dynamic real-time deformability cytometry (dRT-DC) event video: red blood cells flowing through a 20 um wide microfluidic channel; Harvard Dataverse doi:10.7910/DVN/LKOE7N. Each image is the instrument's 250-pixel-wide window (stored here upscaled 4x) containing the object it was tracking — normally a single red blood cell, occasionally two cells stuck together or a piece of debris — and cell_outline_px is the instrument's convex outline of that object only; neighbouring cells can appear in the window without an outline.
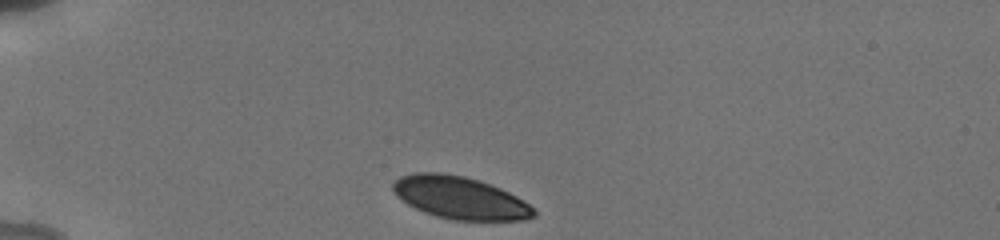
{"species": "human", "species_latin": "Homo sapiens", "temperature_condition": "cold", "stored_images_in_passage": 35, "camera_frame_rate_fps": 3000, "um_per_image_px": 0.085, "donor": {"sex": "male"}, "frame": {"image": 1, "passage_image": 1, "time_ms": 0.0, "image_size_px": [1000, 240], "cell_outline_px": [[536, 216], [524, 220], [452, 220], [436, 216], [424, 212], [408, 204], [396, 196], [392, 188], [392, 184], [400, 176], [416, 172], [440, 172], [464, 176], [500, 188], [524, 200], [536, 212]], "centroid_in_image_um": [39.08, 16.81], "position_along_channel_um": 45.9, "area_um2": 34.68}}
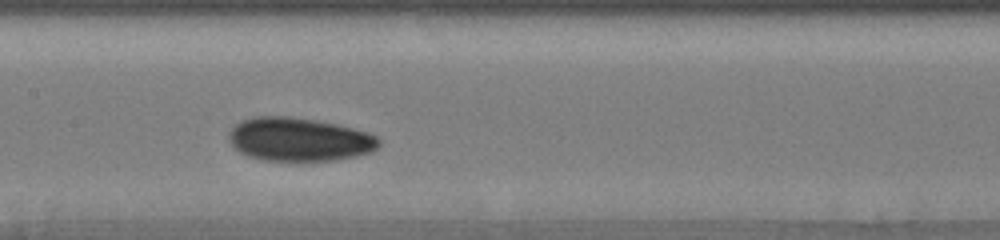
{"frame": {"image": 2, "passage_image": 13, "time_ms": 4.667, "image_size_px": [1000, 240], "cell_outline_px": [[380, 144], [372, 152], [356, 156], [332, 160], [264, 160], [248, 156], [240, 152], [228, 140], [228, 132], [240, 120], [256, 116], [288, 116], [316, 120], [336, 124], [368, 132], [376, 136], [380, 140]], "centroid_in_image_um": [25.41, 11.84], "position_along_channel_um": 182.0, "area_um2": 37.97}}
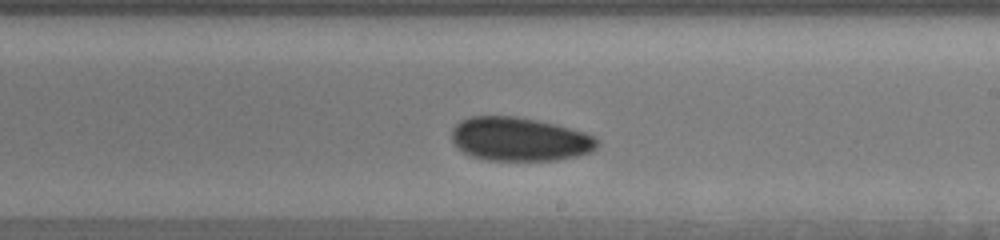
{"frame": {"image": 3, "passage_image": 18, "time_ms": 6.333, "image_size_px": [1000, 240], "cell_outline_px": [[600, 140], [596, 148], [592, 152], [576, 156], [556, 160], [488, 160], [472, 156], [464, 152], [452, 140], [452, 128], [460, 120], [472, 116], [516, 116], [556, 124], [584, 132], [596, 136]], "centroid_in_image_um": [44.2, 11.82], "position_along_channel_um": 244.8, "area_um2": 37.11}, "authors_computed_cell_mechanics": {"area_um2": 36.2984, "velocity_mm_per_s": 3.7952, "shape_relaxation_time_tau1_ms": 3.6508, "shape_relaxation_time_tau2_ms": null, "deformation_change_tau1": 0.0537, "deformation_change_tau2": null}}